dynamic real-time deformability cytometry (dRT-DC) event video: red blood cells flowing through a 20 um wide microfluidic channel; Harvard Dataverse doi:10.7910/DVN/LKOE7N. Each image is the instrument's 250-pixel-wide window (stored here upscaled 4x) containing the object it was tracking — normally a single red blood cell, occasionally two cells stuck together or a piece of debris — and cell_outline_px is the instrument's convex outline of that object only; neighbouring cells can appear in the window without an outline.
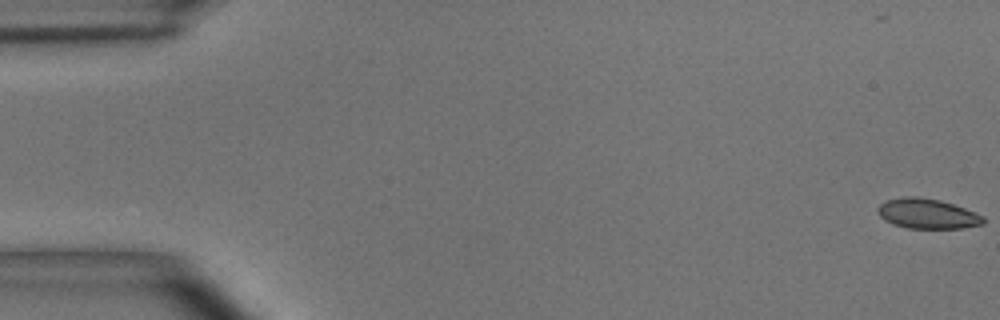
{"species": "common noctule bat (a hibernating species)", "species_latin": "Nyctalus noctula", "temperature_condition": "room temperature", "stored_images_in_passage": 55, "camera_frame_rate_fps": 3000, "um_per_image_px": 0.085, "animal": {"sex": "male", "body_mass_g": 15.6}, "frame": {"image": 1, "passage_image": 1, "time_ms": 0.0, "image_size_px": [1000, 320], "cell_outline_px": [[984, 224], [960, 228], [908, 228], [892, 224], [884, 220], [880, 216], [876, 208], [880, 204], [888, 200], [904, 196], [916, 196], [940, 200], [964, 208], [984, 216]], "centroid_in_image_um": [78.8, 18.16], "position_along_channel_um": 6.2, "area_um2": 18.38}}
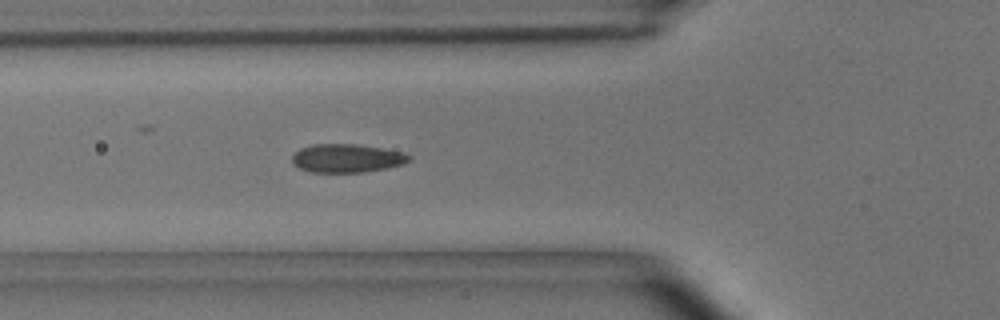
{"frame": {"image": 2, "passage_image": 20, "time_ms": 6.333, "image_size_px": [1000, 320], "cell_outline_px": [[412, 160], [404, 164], [388, 168], [364, 172], [312, 172], [300, 168], [292, 164], [292, 156], [300, 148], [312, 144], [356, 144], [404, 152], [412, 156]], "centroid_in_image_um": [29.51, 13.45], "position_along_channel_um": 96.3, "area_um2": 19.54}}
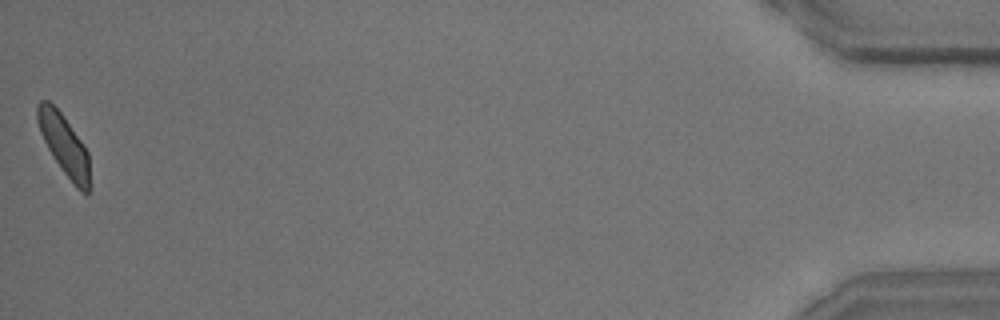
{"frame": {"image": 3, "passage_image": 55, "time_ms": 18.0, "image_size_px": [1000, 320], "cell_outline_px": [[88, 192], [80, 192], [76, 188], [64, 172], [48, 148], [40, 132], [36, 120], [36, 104], [40, 100], [48, 100], [60, 112], [84, 144], [88, 152]], "centroid_in_image_um": [5.41, 12.26], "position_along_channel_um": 429.8, "area_um2": 18.03}, "authors_computed_cell_mechanics": {"area_um2": 19.0162, "velocity_mm_per_s": 3.6616, "shape_relaxation_time_tau1_ms": 3.7922, "shape_relaxation_time_tau2_ms": null, "deformation_change_tau1": 0.1094, "deformation_change_tau2": null}}